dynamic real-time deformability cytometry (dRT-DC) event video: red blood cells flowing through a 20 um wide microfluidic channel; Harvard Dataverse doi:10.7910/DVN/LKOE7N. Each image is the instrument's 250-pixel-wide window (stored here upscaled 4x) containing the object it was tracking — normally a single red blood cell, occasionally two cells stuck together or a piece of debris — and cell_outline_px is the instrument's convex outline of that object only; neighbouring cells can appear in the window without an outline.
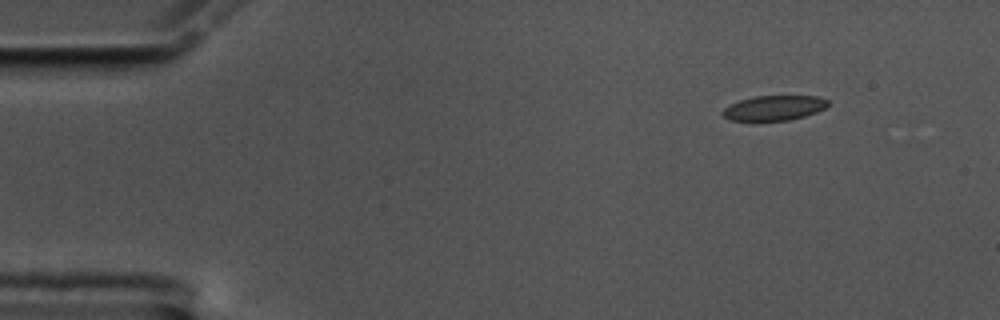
{"species": "common noctule bat (a hibernating species)", "species_latin": "Nyctalus noctula", "temperature_condition": "cold", "stored_images_in_passage": 52, "camera_frame_rate_fps": 3000, "um_per_image_px": 0.085, "animal": {"sex": "male", "body_mass_g": 17.5, "forearm_length_mm": 52.3}, "frame": {"image": 1, "passage_image": 1, "time_ms": 0.0, "image_size_px": [1000, 320], "cell_outline_px": [[828, 104], [824, 108], [816, 112], [804, 116], [788, 120], [728, 120], [720, 112], [724, 108], [740, 100], [756, 96], [820, 96], [828, 100]], "centroid_in_image_um": [65.8, 9.17], "position_along_channel_um": 19.2, "area_um2": 15.09}}
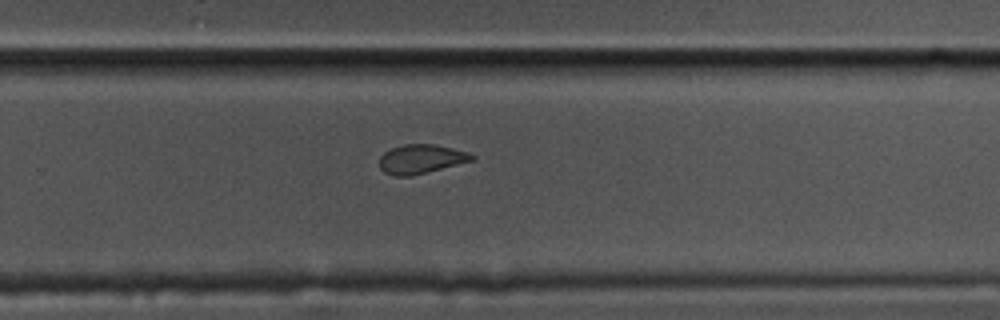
{"frame": {"image": 2, "passage_image": 32, "time_ms": 10.333, "image_size_px": [1000, 320], "cell_outline_px": [[476, 160], [408, 176], [392, 176], [384, 172], [380, 168], [380, 156], [384, 152], [392, 148], [404, 144], [432, 144], [452, 148], [468, 152], [476, 156]], "centroid_in_image_um": [35.8, 13.51], "position_along_channel_um": 294.0, "area_um2": 15.61}}
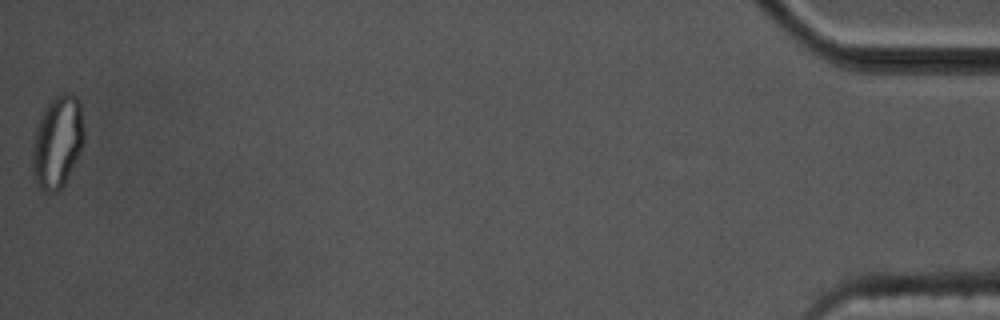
{"frame": {"image": 3, "passage_image": 52, "time_ms": 17.0, "image_size_px": [1000, 320], "cell_outline_px": [[84, 140], [80, 152], [64, 184], [56, 192], [44, 192], [40, 188], [32, 172], [32, 148], [36, 128], [44, 108], [56, 96], [64, 92], [72, 92], [76, 96], [80, 104], [84, 128]], "centroid_in_image_um": [4.89, 12.05], "position_along_channel_um": 430.3, "area_um2": 27.69}, "authors_computed_cell_mechanics": {"area_um2": 16.5886, "velocity_mm_per_s": 3.4957, "shape_relaxation_time_tau1_ms": null, "shape_relaxation_time_tau2_ms": 1.813, "deformation_change_tau1": null, "deformation_change_tau2": 0.0773}}